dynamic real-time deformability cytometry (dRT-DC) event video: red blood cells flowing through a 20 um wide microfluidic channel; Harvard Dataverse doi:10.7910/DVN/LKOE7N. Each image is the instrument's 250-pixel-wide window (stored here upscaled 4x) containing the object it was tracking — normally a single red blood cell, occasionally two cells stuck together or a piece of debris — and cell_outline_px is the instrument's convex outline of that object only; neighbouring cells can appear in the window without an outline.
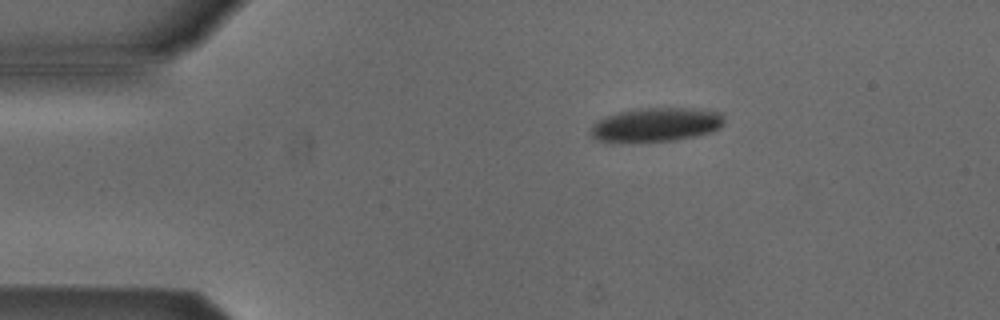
{"species": "Egyptian fruit bat (a non-hibernating species)", "species_latin": "Rousettus aegyptiacus", "temperature_condition": "cold", "stored_images_in_passage": 5, "camera_frame_rate_fps": 3000, "um_per_image_px": 0.085, "animal": {"sex": "male"}, "frame": {"image": 1, "passage_image": 1, "time_ms": 0.0, "image_size_px": [1000, 320], "cell_outline_px": [[724, 124], [720, 128], [712, 132], [676, 140], [600, 140], [592, 136], [592, 124], [604, 116], [616, 112], [640, 108], [700, 108], [720, 112], [724, 116]], "centroid_in_image_um": [55.86, 10.55], "position_along_channel_um": 29.1, "area_um2": 26.01}}
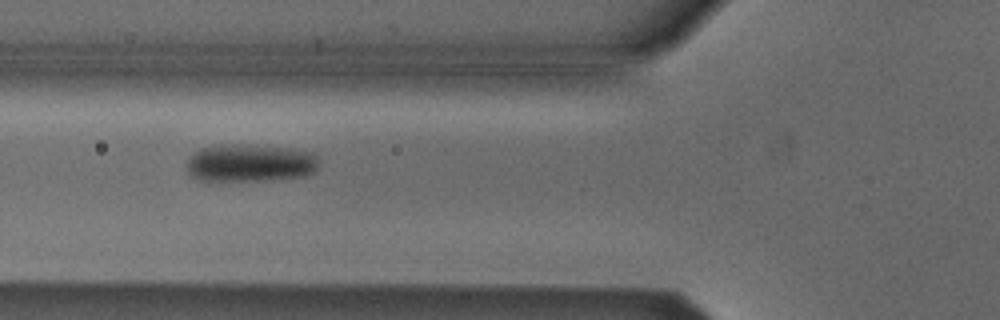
{"frame": {"image": 2, "passage_image": 3, "time_ms": 3.333, "image_size_px": [1000, 320], "cell_outline_px": [[320, 164], [312, 172], [304, 176], [264, 180], [200, 180], [192, 176], [188, 172], [188, 160], [200, 148], [220, 144], [232, 144], [292, 148], [312, 152], [320, 160]], "centroid_in_image_um": [21.29, 13.84], "position_along_channel_um": 104.5, "area_um2": 28.84}}
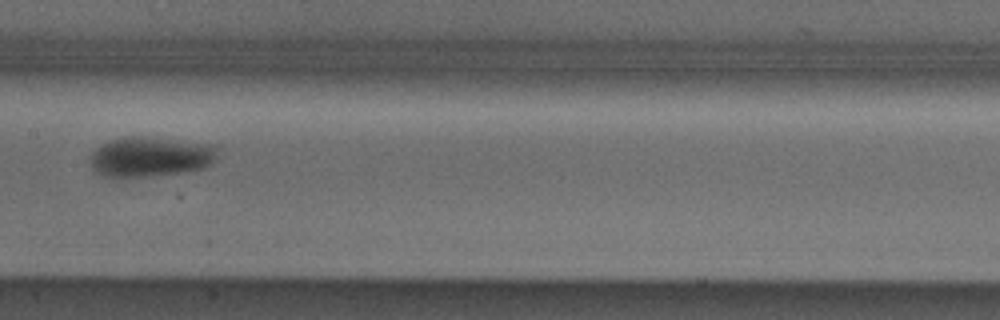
{"frame": {"image": 3, "passage_image": 5, "time_ms": 5.667, "image_size_px": [1000, 320], "cell_outline_px": [[216, 160], [204, 168], [180, 172], [144, 176], [104, 176], [96, 172], [92, 168], [92, 152], [96, 148], [112, 140], [128, 136], [144, 136], [212, 144], [216, 148]], "centroid_in_image_um": [12.81, 13.31], "position_along_channel_um": 194.6, "area_um2": 29.13}}